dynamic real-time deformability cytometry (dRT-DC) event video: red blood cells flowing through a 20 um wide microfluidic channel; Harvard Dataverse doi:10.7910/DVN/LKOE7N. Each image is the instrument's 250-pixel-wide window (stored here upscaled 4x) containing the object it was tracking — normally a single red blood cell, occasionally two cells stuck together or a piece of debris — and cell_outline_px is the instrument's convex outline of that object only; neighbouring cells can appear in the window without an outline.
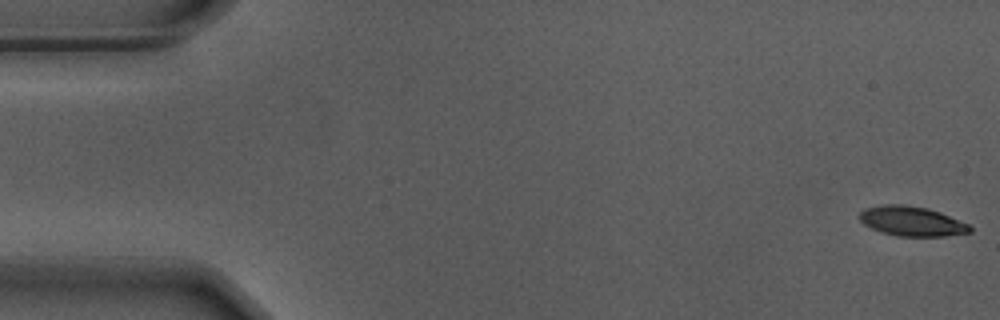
{"species": "Egyptian fruit bat (a non-hibernating species)", "species_latin": "Rousettus aegyptiacus", "temperature_condition": "warm", "stored_images_in_passage": 56, "camera_frame_rate_fps": 3000, "um_per_image_px": 0.085, "animal": {"sex": "male"}, "frame": {"image": 1, "passage_image": 1, "time_ms": 0.0, "image_size_px": [1000, 320], "cell_outline_px": [[972, 232], [944, 236], [896, 236], [880, 232], [864, 224], [860, 220], [860, 212], [864, 208], [880, 204], [904, 204], [928, 208], [940, 212], [968, 224], [972, 228]], "centroid_in_image_um": [77.48, 18.79], "position_along_channel_um": 7.5, "area_um2": 19.19}}
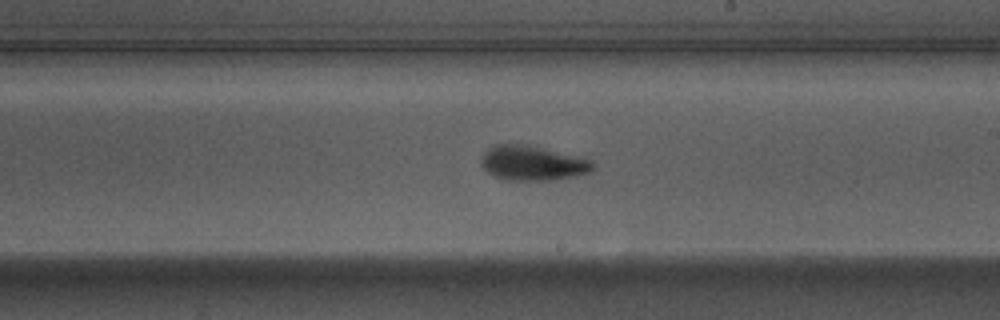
{"frame": {"image": 2, "passage_image": 32, "time_ms": 10.333, "image_size_px": [1000, 320], "cell_outline_px": [[596, 164], [588, 172], [576, 176], [548, 180], [504, 180], [492, 176], [480, 164], [480, 156], [488, 148], [496, 144], [520, 144], [580, 156], [592, 160]], "centroid_in_image_um": [45.23, 13.87], "position_along_channel_um": 243.8, "area_um2": 22.6}}
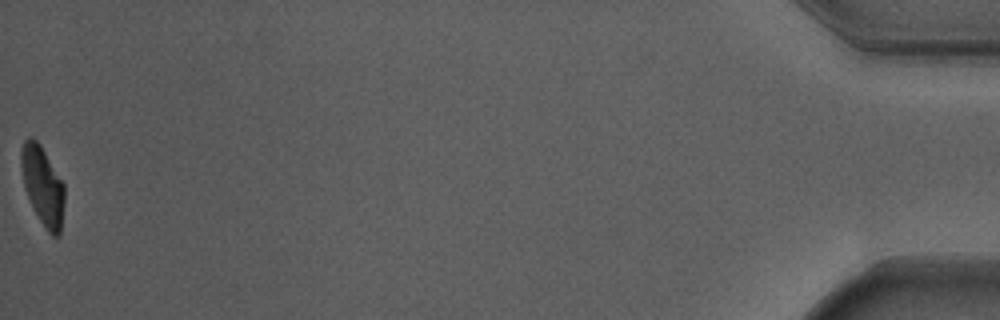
{"frame": {"image": 3, "passage_image": 56, "time_ms": 18.333, "image_size_px": [1000, 320], "cell_outline_px": [[64, 204], [60, 236], [52, 236], [44, 228], [24, 188], [20, 168], [20, 152], [24, 140], [28, 136], [32, 136], [40, 144], [64, 184]], "centroid_in_image_um": [3.62, 15.77], "position_along_channel_um": 431.6, "area_um2": 19.94}, "authors_computed_cell_mechanics": {"area_um2": 20.9814, "velocity_mm_per_s": 3.6872, "shape_relaxation_time_tau1_ms": 3.0527, "shape_relaxation_time_tau2_ms": 2.0083, "deformation_change_tau1": 0.1567, "deformation_change_tau2": 0.0753}}